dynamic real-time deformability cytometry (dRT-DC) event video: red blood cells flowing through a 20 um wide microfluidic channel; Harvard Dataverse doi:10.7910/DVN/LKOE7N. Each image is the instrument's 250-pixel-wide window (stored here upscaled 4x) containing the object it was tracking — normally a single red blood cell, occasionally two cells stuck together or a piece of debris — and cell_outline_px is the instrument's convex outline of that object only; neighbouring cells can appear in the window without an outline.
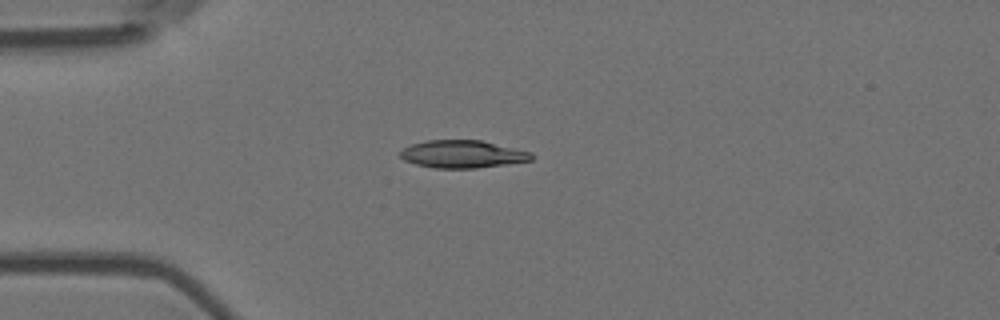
{"species": "Egyptian fruit bat (a non-hibernating species)", "species_latin": "Rousettus aegyptiacus", "temperature_condition": "room temperature", "stored_images_in_passage": 4, "camera_frame_rate_fps": 3000, "um_per_image_px": 0.085, "animal": {"sex": "female"}, "frame": {"image": 1, "passage_image": 1, "time_ms": 0.0, "image_size_px": [1000, 320], "cell_outline_px": [[536, 156], [532, 160], [476, 168], [432, 168], [416, 164], [404, 160], [400, 156], [400, 152], [404, 148], [412, 144], [428, 140], [480, 140], [532, 152]], "centroid_in_image_um": [39.33, 13.1], "position_along_channel_um": 45.7, "area_um2": 21.04}}
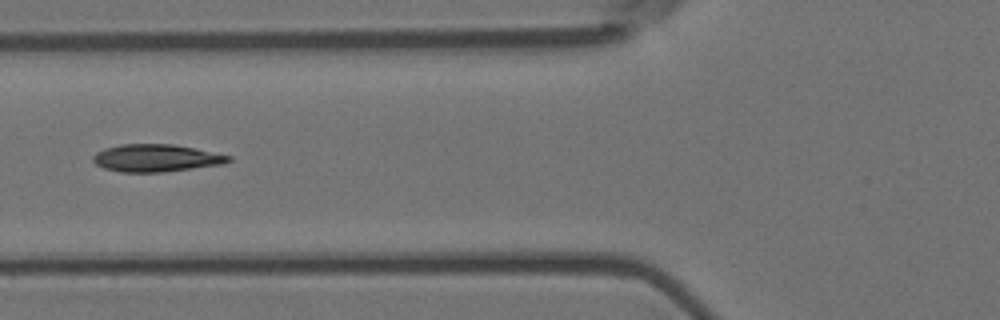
{"frame": {"image": 2, "passage_image": 3, "time_ms": 0.667, "image_size_px": [1000, 320], "cell_outline_px": [[232, 160], [224, 164], [164, 172], [120, 172], [104, 168], [96, 164], [92, 160], [92, 156], [96, 152], [104, 148], [120, 144], [172, 144], [196, 148], [232, 156]], "centroid_in_image_um": [13.27, 13.43], "position_along_channel_um": 112.5, "area_um2": 21.85}}
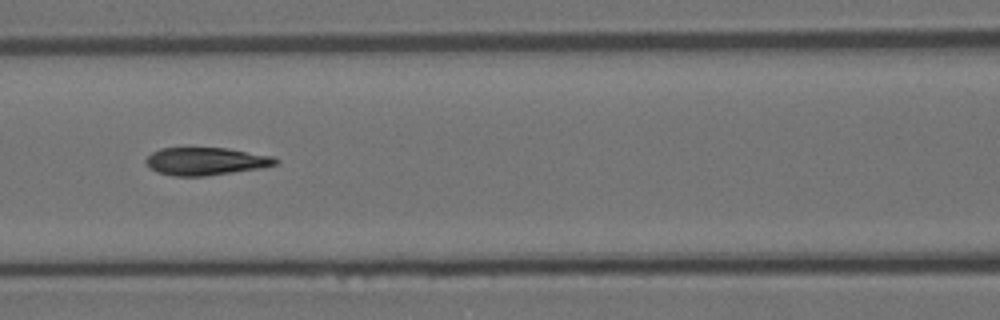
{"frame": {"image": 3, "passage_image": 4, "time_ms": 1.0, "image_size_px": [1000, 320], "cell_outline_px": [[280, 160], [276, 164], [264, 168], [204, 176], [176, 176], [156, 172], [144, 160], [152, 152], [160, 148], [228, 148], [272, 156]], "centroid_in_image_um": [17.52, 13.71], "position_along_channel_um": 149.1, "area_um2": 20.92}}